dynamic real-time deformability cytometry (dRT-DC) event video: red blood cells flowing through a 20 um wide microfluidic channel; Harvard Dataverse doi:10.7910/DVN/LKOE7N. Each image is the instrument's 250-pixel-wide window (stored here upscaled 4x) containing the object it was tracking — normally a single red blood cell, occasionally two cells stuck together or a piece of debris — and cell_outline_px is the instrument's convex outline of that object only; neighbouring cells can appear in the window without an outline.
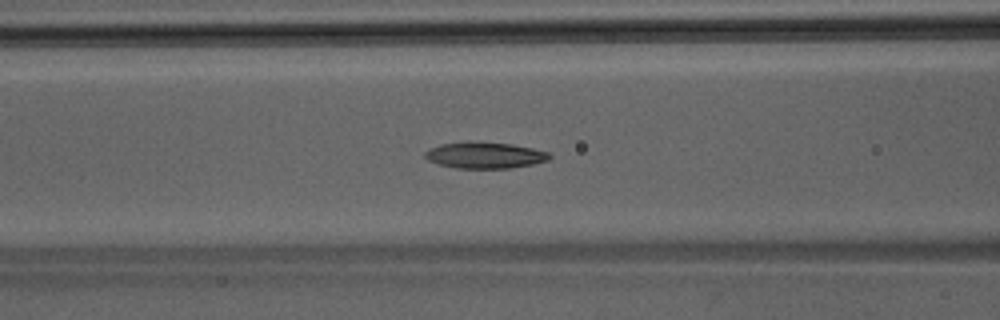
{"species": "Egyptian fruit bat (a non-hibernating species)", "species_latin": "Rousettus aegyptiacus", "temperature_condition": "room temperature", "stored_images_in_passage": 46, "segment_of_instrument_passage": [1, 2], "camera_frame_rate_fps": 3000, "um_per_image_px": 0.085, "animal": {"sex": "male"}, "frame": {"image": 1, "passage_image": 18, "time_ms": 5.667, "image_size_px": [1000, 320], "cell_outline_px": [[552, 156], [548, 160], [532, 164], [512, 168], [456, 168], [436, 164], [428, 160], [424, 156], [424, 152], [428, 148], [440, 144], [468, 140], [512, 144], [532, 148], [548, 152]], "centroid_in_image_um": [41.15, 13.18], "position_along_channel_um": 125.4, "area_um2": 19.42}}
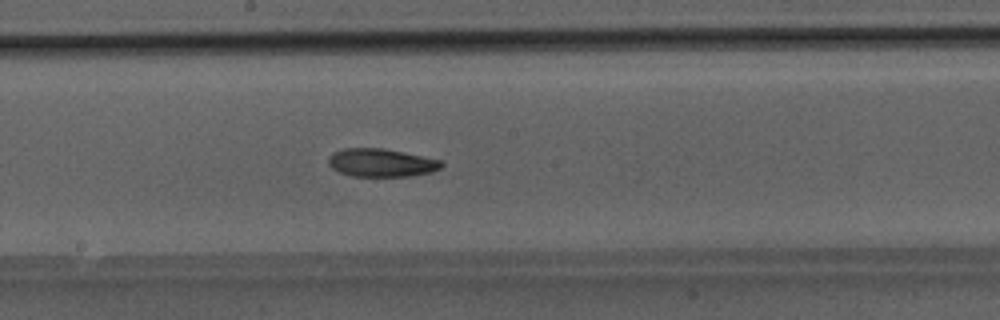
{"frame": {"image": 2, "passage_image": 24, "time_ms": 7.667, "image_size_px": [1000, 320], "cell_outline_px": [[444, 164], [440, 168], [432, 172], [412, 176], [352, 176], [340, 172], [332, 168], [328, 164], [328, 160], [332, 152], [344, 148], [380, 148], [444, 160]], "centroid_in_image_um": [32.42, 13.83], "position_along_channel_um": 215.8, "area_um2": 18.55}}
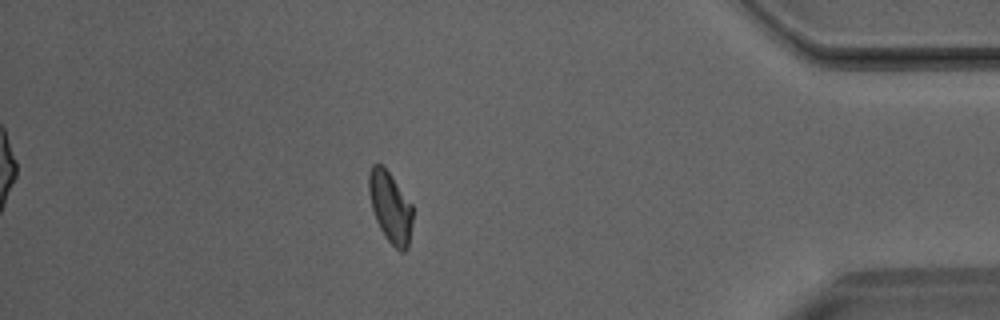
{"frame": {"image": 3, "passage_image": 39, "time_ms": 12.667, "image_size_px": [1000, 320], "cell_outline_px": [[412, 224], [408, 248], [404, 252], [400, 252], [388, 240], [380, 228], [376, 220], [372, 208], [368, 192], [368, 172], [372, 164], [380, 164], [388, 172], [412, 204]], "centroid_in_image_um": [33.17, 17.62], "position_along_channel_um": 402.0, "area_um2": 17.98}}